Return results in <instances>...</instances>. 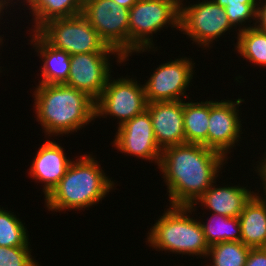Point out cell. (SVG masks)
Returning a JSON list of instances; mask_svg holds the SVG:
<instances>
[{
  "label": "cell",
  "mask_w": 266,
  "mask_h": 266,
  "mask_svg": "<svg viewBox=\"0 0 266 266\" xmlns=\"http://www.w3.org/2000/svg\"><path fill=\"white\" fill-rule=\"evenodd\" d=\"M192 60L184 56L158 65L143 84L147 102L190 99L186 91L189 90V85L192 86L195 73V63Z\"/></svg>",
  "instance_id": "cell-10"
},
{
  "label": "cell",
  "mask_w": 266,
  "mask_h": 266,
  "mask_svg": "<svg viewBox=\"0 0 266 266\" xmlns=\"http://www.w3.org/2000/svg\"><path fill=\"white\" fill-rule=\"evenodd\" d=\"M219 6L225 8L227 5L258 4L259 0H213Z\"/></svg>",
  "instance_id": "cell-31"
},
{
  "label": "cell",
  "mask_w": 266,
  "mask_h": 266,
  "mask_svg": "<svg viewBox=\"0 0 266 266\" xmlns=\"http://www.w3.org/2000/svg\"><path fill=\"white\" fill-rule=\"evenodd\" d=\"M250 249L241 241L214 244L210 246L207 254V259L212 262L205 266H245Z\"/></svg>",
  "instance_id": "cell-23"
},
{
  "label": "cell",
  "mask_w": 266,
  "mask_h": 266,
  "mask_svg": "<svg viewBox=\"0 0 266 266\" xmlns=\"http://www.w3.org/2000/svg\"><path fill=\"white\" fill-rule=\"evenodd\" d=\"M51 46L70 55L118 52L107 46L82 15L48 21L37 31Z\"/></svg>",
  "instance_id": "cell-7"
},
{
  "label": "cell",
  "mask_w": 266,
  "mask_h": 266,
  "mask_svg": "<svg viewBox=\"0 0 266 266\" xmlns=\"http://www.w3.org/2000/svg\"><path fill=\"white\" fill-rule=\"evenodd\" d=\"M208 221V222H204ZM200 220L209 246L226 241H241V226L238 217H225L212 213L210 218Z\"/></svg>",
  "instance_id": "cell-22"
},
{
  "label": "cell",
  "mask_w": 266,
  "mask_h": 266,
  "mask_svg": "<svg viewBox=\"0 0 266 266\" xmlns=\"http://www.w3.org/2000/svg\"><path fill=\"white\" fill-rule=\"evenodd\" d=\"M201 1L188 6L184 0L180 1L179 31L191 38L192 43L207 51L218 38L224 37L226 32L230 34V30L234 28L223 7L213 0Z\"/></svg>",
  "instance_id": "cell-6"
},
{
  "label": "cell",
  "mask_w": 266,
  "mask_h": 266,
  "mask_svg": "<svg viewBox=\"0 0 266 266\" xmlns=\"http://www.w3.org/2000/svg\"><path fill=\"white\" fill-rule=\"evenodd\" d=\"M64 146L56 141L45 140L39 147L30 164L28 175L35 180V183H42L44 198L59 183L61 178L66 174L68 167L73 161L67 157ZM68 158V159H67Z\"/></svg>",
  "instance_id": "cell-14"
},
{
  "label": "cell",
  "mask_w": 266,
  "mask_h": 266,
  "mask_svg": "<svg viewBox=\"0 0 266 266\" xmlns=\"http://www.w3.org/2000/svg\"><path fill=\"white\" fill-rule=\"evenodd\" d=\"M99 163L96 156L89 153L73 160L66 174L44 198L47 210L59 213L84 211L102 202L109 192L115 190L116 183L106 176Z\"/></svg>",
  "instance_id": "cell-3"
},
{
  "label": "cell",
  "mask_w": 266,
  "mask_h": 266,
  "mask_svg": "<svg viewBox=\"0 0 266 266\" xmlns=\"http://www.w3.org/2000/svg\"><path fill=\"white\" fill-rule=\"evenodd\" d=\"M115 138L111 144L122 154L135 156L157 165L160 164L161 153L156 142L151 117L147 110L131 120L116 127Z\"/></svg>",
  "instance_id": "cell-13"
},
{
  "label": "cell",
  "mask_w": 266,
  "mask_h": 266,
  "mask_svg": "<svg viewBox=\"0 0 266 266\" xmlns=\"http://www.w3.org/2000/svg\"><path fill=\"white\" fill-rule=\"evenodd\" d=\"M266 151V150H265ZM264 155H262V158H260L261 160L255 162L257 163V166H254V172H256L259 176L261 177L260 180V187L263 188V191H257L255 192V195H257L260 198L266 199V152L263 153ZM262 184V185H261ZM259 192H263V194H259ZM265 193V194H264ZM261 195V196H260ZM264 196V197H263Z\"/></svg>",
  "instance_id": "cell-28"
},
{
  "label": "cell",
  "mask_w": 266,
  "mask_h": 266,
  "mask_svg": "<svg viewBox=\"0 0 266 266\" xmlns=\"http://www.w3.org/2000/svg\"><path fill=\"white\" fill-rule=\"evenodd\" d=\"M34 88L33 109L45 138L71 135L95 121V101L86 93L65 83L37 84Z\"/></svg>",
  "instance_id": "cell-2"
},
{
  "label": "cell",
  "mask_w": 266,
  "mask_h": 266,
  "mask_svg": "<svg viewBox=\"0 0 266 266\" xmlns=\"http://www.w3.org/2000/svg\"><path fill=\"white\" fill-rule=\"evenodd\" d=\"M210 116V100L186 102L183 100L185 143L202 144L207 147Z\"/></svg>",
  "instance_id": "cell-20"
},
{
  "label": "cell",
  "mask_w": 266,
  "mask_h": 266,
  "mask_svg": "<svg viewBox=\"0 0 266 266\" xmlns=\"http://www.w3.org/2000/svg\"><path fill=\"white\" fill-rule=\"evenodd\" d=\"M33 33V34H32ZM31 40V41H30ZM29 41L42 60L38 84H64L70 72V54L51 46L38 32H31Z\"/></svg>",
  "instance_id": "cell-17"
},
{
  "label": "cell",
  "mask_w": 266,
  "mask_h": 266,
  "mask_svg": "<svg viewBox=\"0 0 266 266\" xmlns=\"http://www.w3.org/2000/svg\"><path fill=\"white\" fill-rule=\"evenodd\" d=\"M168 207L148 231V246L158 252L206 258L210 246L206 242L200 219L192 215L197 206Z\"/></svg>",
  "instance_id": "cell-4"
},
{
  "label": "cell",
  "mask_w": 266,
  "mask_h": 266,
  "mask_svg": "<svg viewBox=\"0 0 266 266\" xmlns=\"http://www.w3.org/2000/svg\"><path fill=\"white\" fill-rule=\"evenodd\" d=\"M15 1V2H14ZM19 1V2H18ZM36 0H0V19L2 20L3 18V16H4V11L3 10H7V8H9L10 6L12 7L13 5H17V6H21V4H22V6L24 5V7L23 8H26L27 6V8H29L34 2H35ZM19 3V5H18V3ZM21 3V4H20ZM25 3H26V7H25ZM13 4V5H12ZM2 13V14H1ZM3 15V16H2ZM0 20V21H1Z\"/></svg>",
  "instance_id": "cell-30"
},
{
  "label": "cell",
  "mask_w": 266,
  "mask_h": 266,
  "mask_svg": "<svg viewBox=\"0 0 266 266\" xmlns=\"http://www.w3.org/2000/svg\"><path fill=\"white\" fill-rule=\"evenodd\" d=\"M16 213L0 207V246H29L28 230Z\"/></svg>",
  "instance_id": "cell-24"
},
{
  "label": "cell",
  "mask_w": 266,
  "mask_h": 266,
  "mask_svg": "<svg viewBox=\"0 0 266 266\" xmlns=\"http://www.w3.org/2000/svg\"><path fill=\"white\" fill-rule=\"evenodd\" d=\"M3 35H0V45L2 46V44L4 43L3 42V37H2ZM0 46V47H1ZM2 69H1V67H0V73H2V71H1Z\"/></svg>",
  "instance_id": "cell-33"
},
{
  "label": "cell",
  "mask_w": 266,
  "mask_h": 266,
  "mask_svg": "<svg viewBox=\"0 0 266 266\" xmlns=\"http://www.w3.org/2000/svg\"><path fill=\"white\" fill-rule=\"evenodd\" d=\"M119 6L125 7L127 9H130L136 2L137 0H112Z\"/></svg>",
  "instance_id": "cell-32"
},
{
  "label": "cell",
  "mask_w": 266,
  "mask_h": 266,
  "mask_svg": "<svg viewBox=\"0 0 266 266\" xmlns=\"http://www.w3.org/2000/svg\"><path fill=\"white\" fill-rule=\"evenodd\" d=\"M82 15L107 46L129 56V9L112 0H84Z\"/></svg>",
  "instance_id": "cell-9"
},
{
  "label": "cell",
  "mask_w": 266,
  "mask_h": 266,
  "mask_svg": "<svg viewBox=\"0 0 266 266\" xmlns=\"http://www.w3.org/2000/svg\"><path fill=\"white\" fill-rule=\"evenodd\" d=\"M146 110L161 150L185 143L183 100L151 102Z\"/></svg>",
  "instance_id": "cell-15"
},
{
  "label": "cell",
  "mask_w": 266,
  "mask_h": 266,
  "mask_svg": "<svg viewBox=\"0 0 266 266\" xmlns=\"http://www.w3.org/2000/svg\"><path fill=\"white\" fill-rule=\"evenodd\" d=\"M227 160L202 144L183 143L162 150L158 168L167 186L169 205H193L219 179Z\"/></svg>",
  "instance_id": "cell-1"
},
{
  "label": "cell",
  "mask_w": 266,
  "mask_h": 266,
  "mask_svg": "<svg viewBox=\"0 0 266 266\" xmlns=\"http://www.w3.org/2000/svg\"><path fill=\"white\" fill-rule=\"evenodd\" d=\"M256 27L266 32V0H259Z\"/></svg>",
  "instance_id": "cell-29"
},
{
  "label": "cell",
  "mask_w": 266,
  "mask_h": 266,
  "mask_svg": "<svg viewBox=\"0 0 266 266\" xmlns=\"http://www.w3.org/2000/svg\"><path fill=\"white\" fill-rule=\"evenodd\" d=\"M111 75L95 101V120L97 118H117V127L131 120L147 109V100L143 84L130 76L114 79Z\"/></svg>",
  "instance_id": "cell-8"
},
{
  "label": "cell",
  "mask_w": 266,
  "mask_h": 266,
  "mask_svg": "<svg viewBox=\"0 0 266 266\" xmlns=\"http://www.w3.org/2000/svg\"><path fill=\"white\" fill-rule=\"evenodd\" d=\"M245 266H266V247L251 248Z\"/></svg>",
  "instance_id": "cell-27"
},
{
  "label": "cell",
  "mask_w": 266,
  "mask_h": 266,
  "mask_svg": "<svg viewBox=\"0 0 266 266\" xmlns=\"http://www.w3.org/2000/svg\"><path fill=\"white\" fill-rule=\"evenodd\" d=\"M30 246H0V266H41L38 264Z\"/></svg>",
  "instance_id": "cell-26"
},
{
  "label": "cell",
  "mask_w": 266,
  "mask_h": 266,
  "mask_svg": "<svg viewBox=\"0 0 266 266\" xmlns=\"http://www.w3.org/2000/svg\"><path fill=\"white\" fill-rule=\"evenodd\" d=\"M84 0H36L28 9L32 15L31 31L37 32L53 19L69 18L82 14ZM31 10V11H30ZM33 28V29H32Z\"/></svg>",
  "instance_id": "cell-19"
},
{
  "label": "cell",
  "mask_w": 266,
  "mask_h": 266,
  "mask_svg": "<svg viewBox=\"0 0 266 266\" xmlns=\"http://www.w3.org/2000/svg\"><path fill=\"white\" fill-rule=\"evenodd\" d=\"M257 7H258V4L241 3V5H227L224 8L227 14L229 23L235 29L236 35H238V32H241L243 30L256 26ZM252 21H253V24H251ZM247 22H248V26L246 24ZM236 29L238 30V32Z\"/></svg>",
  "instance_id": "cell-25"
},
{
  "label": "cell",
  "mask_w": 266,
  "mask_h": 266,
  "mask_svg": "<svg viewBox=\"0 0 266 266\" xmlns=\"http://www.w3.org/2000/svg\"><path fill=\"white\" fill-rule=\"evenodd\" d=\"M215 181L191 206H204L211 214L216 213L225 217H239L244 205L251 199L255 192L251 187L246 188L240 184L219 186ZM216 184V185H214Z\"/></svg>",
  "instance_id": "cell-16"
},
{
  "label": "cell",
  "mask_w": 266,
  "mask_h": 266,
  "mask_svg": "<svg viewBox=\"0 0 266 266\" xmlns=\"http://www.w3.org/2000/svg\"><path fill=\"white\" fill-rule=\"evenodd\" d=\"M116 57L117 64L126 62L119 52H92L70 56V72L65 83L77 90L86 93L96 101L103 92L111 76L110 56Z\"/></svg>",
  "instance_id": "cell-11"
},
{
  "label": "cell",
  "mask_w": 266,
  "mask_h": 266,
  "mask_svg": "<svg viewBox=\"0 0 266 266\" xmlns=\"http://www.w3.org/2000/svg\"><path fill=\"white\" fill-rule=\"evenodd\" d=\"M234 100H210L207 148L221 153L227 159L233 148L236 149V144L238 146L240 139L243 138L239 106L245 100L241 97Z\"/></svg>",
  "instance_id": "cell-12"
},
{
  "label": "cell",
  "mask_w": 266,
  "mask_h": 266,
  "mask_svg": "<svg viewBox=\"0 0 266 266\" xmlns=\"http://www.w3.org/2000/svg\"><path fill=\"white\" fill-rule=\"evenodd\" d=\"M179 18V0H137L129 9V56L125 61L135 52H157L153 33L168 26L179 30Z\"/></svg>",
  "instance_id": "cell-5"
},
{
  "label": "cell",
  "mask_w": 266,
  "mask_h": 266,
  "mask_svg": "<svg viewBox=\"0 0 266 266\" xmlns=\"http://www.w3.org/2000/svg\"><path fill=\"white\" fill-rule=\"evenodd\" d=\"M238 219L241 242L250 248L266 247V199L254 194Z\"/></svg>",
  "instance_id": "cell-18"
},
{
  "label": "cell",
  "mask_w": 266,
  "mask_h": 266,
  "mask_svg": "<svg viewBox=\"0 0 266 266\" xmlns=\"http://www.w3.org/2000/svg\"><path fill=\"white\" fill-rule=\"evenodd\" d=\"M235 39V51L243 60L254 66L266 67V32L255 26L238 32Z\"/></svg>",
  "instance_id": "cell-21"
}]
</instances>
